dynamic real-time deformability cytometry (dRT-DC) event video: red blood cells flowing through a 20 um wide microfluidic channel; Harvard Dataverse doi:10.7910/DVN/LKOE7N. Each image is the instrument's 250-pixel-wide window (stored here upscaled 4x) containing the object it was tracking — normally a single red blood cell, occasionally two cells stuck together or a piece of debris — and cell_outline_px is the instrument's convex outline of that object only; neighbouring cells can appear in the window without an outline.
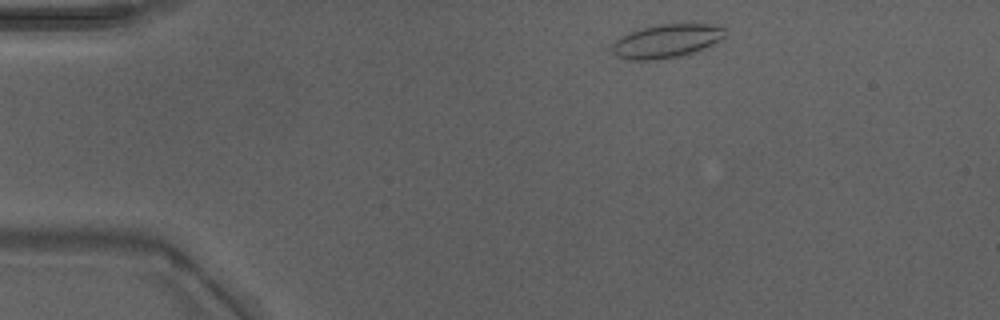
{"species": "Egyptian fruit bat (a non-hibernating species)", "species_latin": "Rousettus aegyptiacus", "temperature_condition": "warm", "stored_images_in_passage": 17, "camera_frame_rate_fps": 3000, "um_per_image_px": 0.085, "animal": {"sex": "male"}, "frame": {"image": 1, "passage_image": 3, "time_ms": 0.667, "image_size_px": [1000, 320], "cell_outline_px": [[724, 36], [712, 44], [704, 48], [692, 52], [676, 56], [652, 60], [628, 60], [616, 56], [612, 52], [612, 44], [620, 36], [628, 32], [640, 28], [660, 24], [716, 24], [724, 28]], "centroid_in_image_um": [56.59, 3.48], "position_along_channel_um": 28.4, "area_um2": 21.91}}